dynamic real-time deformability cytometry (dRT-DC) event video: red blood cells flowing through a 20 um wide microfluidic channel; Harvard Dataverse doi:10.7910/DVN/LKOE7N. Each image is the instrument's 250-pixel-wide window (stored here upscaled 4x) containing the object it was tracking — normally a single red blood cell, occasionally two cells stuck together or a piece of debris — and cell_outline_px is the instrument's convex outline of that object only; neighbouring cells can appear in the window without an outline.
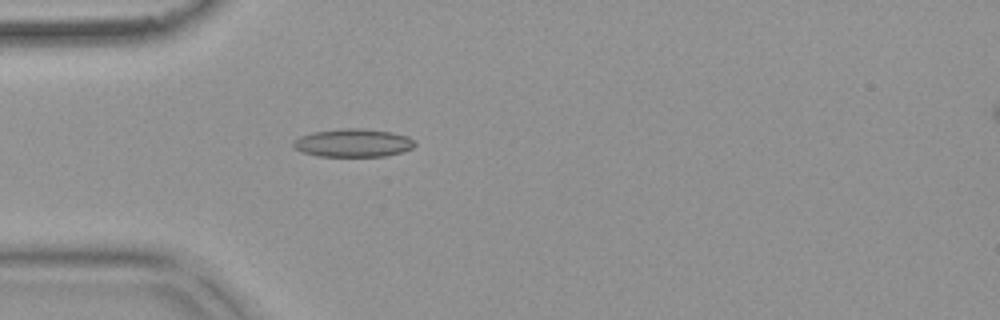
{"species": "common noctule bat (a hibernating species)", "species_latin": "Nyctalus noctula", "temperature_condition": "warm", "stored_images_in_passage": 41, "camera_frame_rate_fps": 3000, "um_per_image_px": 0.085, "animal": {"sex": "female", "body_mass_g": 18.4}, "frame": {"image": 1, "passage_image": 3, "time_ms": 0.667, "image_size_px": [1000, 320], "cell_outline_px": [[416, 144], [412, 148], [400, 152], [384, 156], [320, 156], [304, 152], [296, 148], [292, 144], [300, 136], [312, 132], [344, 128], [360, 128], [392, 132], [408, 136]], "centroid_in_image_um": [30.03, 12.14], "position_along_channel_um": 55.0, "area_um2": 19.65}}
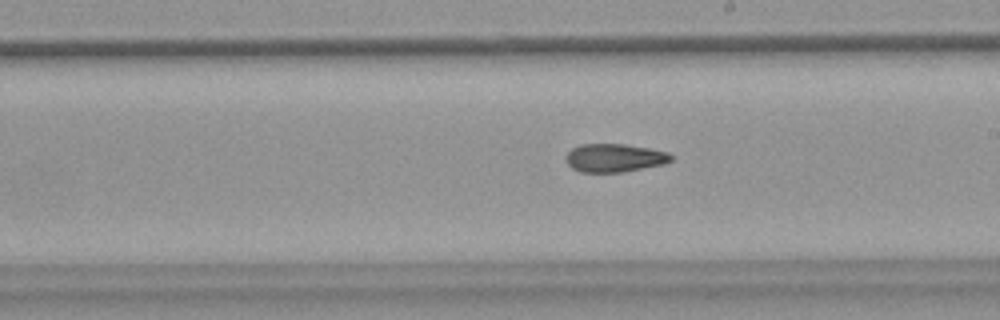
{"frame": {"image": 2, "passage_image": 18, "time_ms": 5.667, "image_size_px": [1000, 320], "cell_outline_px": [[672, 160], [664, 164], [624, 172], [580, 172], [572, 168], [568, 164], [564, 156], [572, 148], [580, 144], [624, 144], [648, 148], [668, 152], [672, 156]], "centroid_in_image_um": [52.21, 13.42], "position_along_channel_um": 236.8, "area_um2": 17.4}}
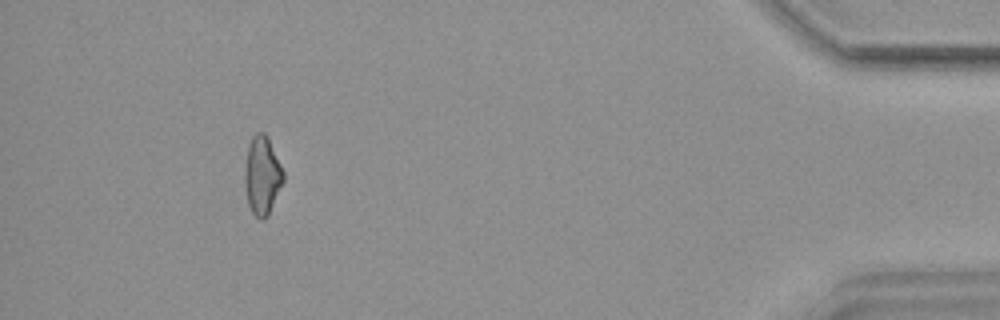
{"frame": {"image": 3, "passage_image": 37, "time_ms": 12.0, "image_size_px": [1000, 320], "cell_outline_px": [[284, 180], [268, 216], [264, 220], [260, 220], [252, 212], [248, 204], [244, 184], [244, 172], [248, 144], [252, 136], [256, 132], [264, 132], [284, 172]], "centroid_in_image_um": [22.26, 14.95], "position_along_channel_um": 412.9, "area_um2": 17.57}, "authors_computed_cell_mechanics": {"area_um2": 17.7446, "velocity_mm_per_s": 3.7738, "shape_relaxation_time_tau1_ms": null, "shape_relaxation_time_tau2_ms": 4.0952, "deformation_change_tau1": null, "deformation_change_tau2": 0.1138}}